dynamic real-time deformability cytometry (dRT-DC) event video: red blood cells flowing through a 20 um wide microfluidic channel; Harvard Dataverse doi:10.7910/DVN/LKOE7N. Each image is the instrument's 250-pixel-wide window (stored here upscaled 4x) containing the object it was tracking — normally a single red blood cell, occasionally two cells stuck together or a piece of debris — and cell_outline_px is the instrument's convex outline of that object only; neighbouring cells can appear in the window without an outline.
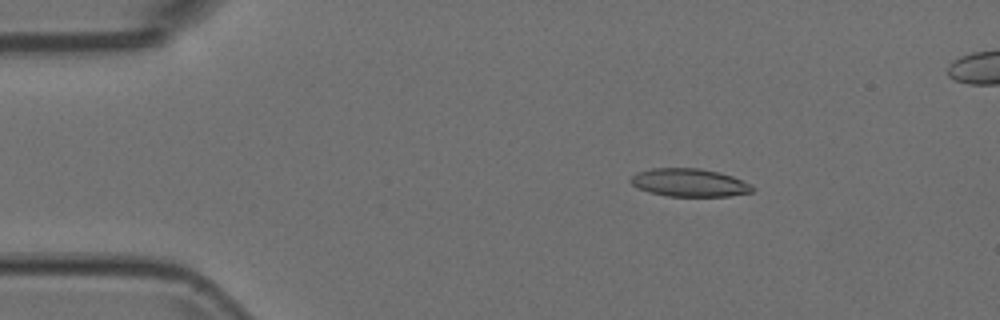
{"species": "Egyptian fruit bat (a non-hibernating species)", "species_latin": "Rousettus aegyptiacus", "temperature_condition": "room temperature", "stored_images_in_passage": 52, "camera_frame_rate_fps": 3000, "um_per_image_px": 0.085, "animal": {"sex": "female"}, "frame": {"image": 1, "passage_image": 9, "time_ms": 2.667, "image_size_px": [1000, 320], "cell_outline_px": [[752, 192], [728, 196], [668, 196], [648, 192], [632, 184], [628, 180], [636, 172], [652, 168], [700, 168], [720, 172], [732, 176], [748, 184], [752, 188]], "centroid_in_image_um": [58.54, 15.51], "position_along_channel_um": 26.5, "area_um2": 19.71}}
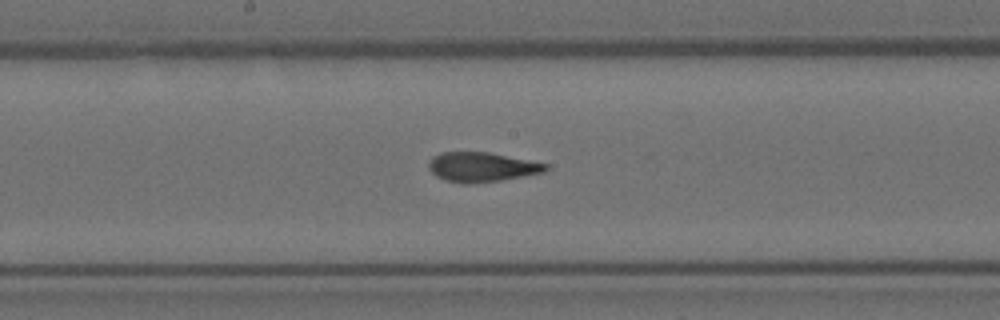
{"frame": {"image": 2, "passage_image": 28, "time_ms": 9.0, "image_size_px": [1000, 320], "cell_outline_px": [[548, 168], [544, 172], [500, 180], [472, 184], [460, 184], [444, 180], [436, 176], [428, 168], [428, 164], [432, 156], [440, 152], [488, 152], [548, 164]], "centroid_in_image_um": [40.89, 14.2], "position_along_channel_um": 207.3, "area_um2": 20.17}}
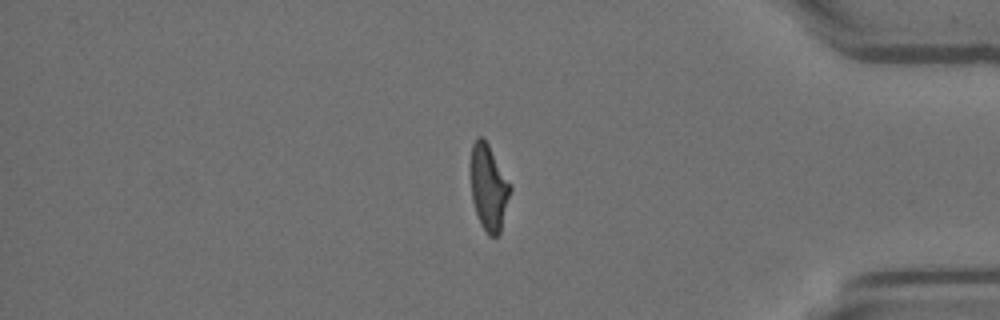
{"frame": {"image": 3, "passage_image": 45, "time_ms": 14.667, "image_size_px": [1000, 320], "cell_outline_px": [[512, 188], [500, 232], [496, 236], [488, 236], [480, 224], [472, 200], [472, 144], [476, 136], [484, 136], [512, 184]], "centroid_in_image_um": [41.57, 15.91], "position_along_channel_um": 393.6, "area_um2": 19.88}}